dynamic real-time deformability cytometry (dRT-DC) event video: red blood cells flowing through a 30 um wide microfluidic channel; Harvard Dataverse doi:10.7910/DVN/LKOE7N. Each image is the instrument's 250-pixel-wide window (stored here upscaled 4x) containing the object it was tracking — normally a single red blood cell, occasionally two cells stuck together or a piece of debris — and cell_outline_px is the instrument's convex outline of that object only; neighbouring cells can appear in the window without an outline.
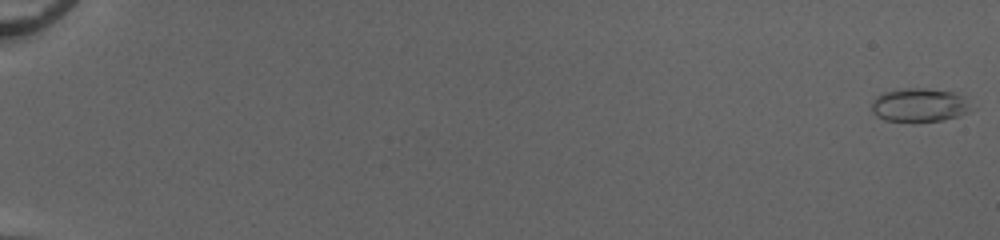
{"species": "common noctule bat (a hibernating species)", "species_latin": "Nyctalus noctula", "temperature_condition": "cold", "stored_images_in_passage": 53, "camera_frame_rate_fps": 3000, "um_per_image_px": 0.085, "animal": {"sex": "female", "body_mass_g": 20.0, "forearm_length_mm": 54.0}, "frame": {"image": 1, "passage_image": 1, "time_ms": 0.0, "image_size_px": [1000, 240], "cell_outline_px": [[976, 108], [960, 116], [944, 120], [884, 120], [876, 116], [872, 112], [872, 100], [876, 96], [884, 92], [904, 88], [928, 88], [952, 92], [968, 96]], "centroid_in_image_um": [78.25, 8.9], "position_along_channel_um": 6.7, "area_um2": 19.83}}
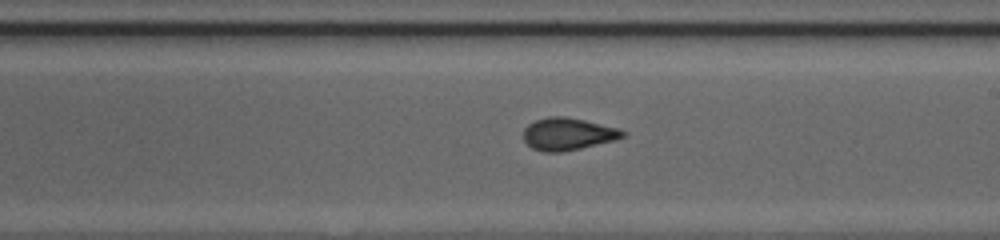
{"frame": {"image": 2, "passage_image": 34, "time_ms": 11.0, "image_size_px": [1000, 240], "cell_outline_px": [[628, 132], [624, 136], [616, 140], [580, 148], [560, 152], [544, 152], [532, 148], [524, 140], [524, 128], [528, 124], [536, 120], [548, 116], [564, 116], [584, 120], [620, 128]], "centroid_in_image_um": [48.29, 11.38], "position_along_channel_um": 240.7, "area_um2": 18.73}}
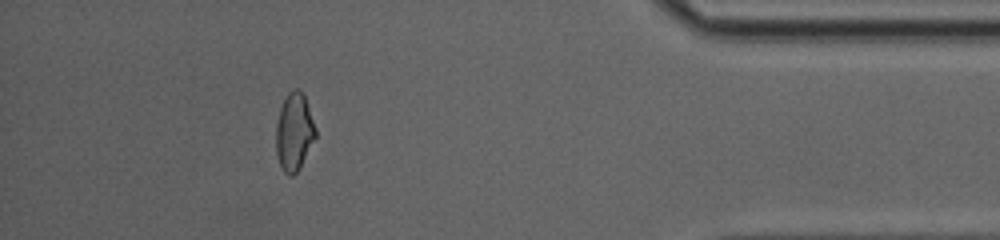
{"frame": {"image": 3, "passage_image": 49, "time_ms": 16.0, "image_size_px": [1000, 240], "cell_outline_px": [[316, 136], [300, 168], [292, 176], [288, 176], [284, 172], [280, 164], [276, 152], [276, 124], [280, 108], [288, 92], [296, 88], [300, 88], [304, 92], [316, 128]], "centroid_in_image_um": [25.01, 11.18], "position_along_channel_um": 410.2, "area_um2": 18.03}, "authors_computed_cell_mechanics": {"area_um2": 18.7272, "velocity_mm_per_s": 4.1255, "shape_relaxation_time_tau1_ms": 8.718, "shape_relaxation_time_tau2_ms": 0.7555, "deformation_change_tau1": 0.2191, "deformation_change_tau2": 0.0532}}